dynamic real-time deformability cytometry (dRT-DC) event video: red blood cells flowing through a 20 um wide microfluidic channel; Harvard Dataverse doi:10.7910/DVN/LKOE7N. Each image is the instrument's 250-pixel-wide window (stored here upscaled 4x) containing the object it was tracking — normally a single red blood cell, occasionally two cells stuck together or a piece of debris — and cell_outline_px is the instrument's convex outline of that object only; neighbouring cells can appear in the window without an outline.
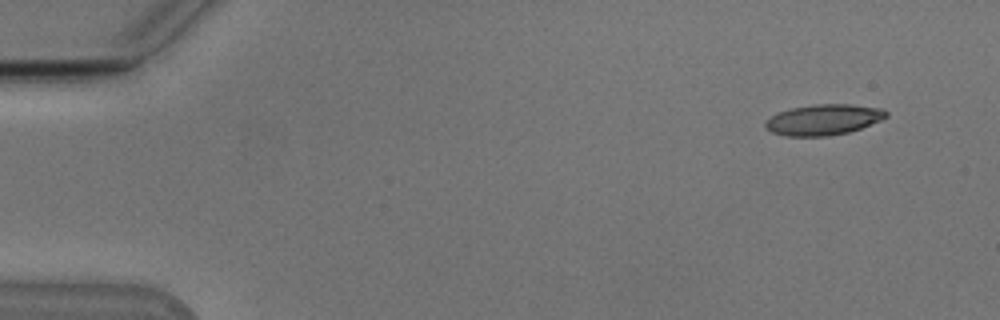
{"species": "Egyptian fruit bat (a non-hibernating species)", "species_latin": "Rousettus aegyptiacus", "temperature_condition": "cold", "stored_images_in_passage": 50, "camera_frame_rate_fps": 3000, "um_per_image_px": 0.085, "animal": {"sex": "male"}, "frame": {"image": 1, "passage_image": 1, "time_ms": 0.0, "image_size_px": [1000, 320], "cell_outline_px": [[888, 116], [880, 120], [860, 128], [848, 132], [828, 136], [788, 136], [772, 132], [764, 128], [764, 120], [780, 112], [792, 108], [816, 104], [852, 104], [884, 108], [888, 112]], "centroid_in_image_um": [70.0, 10.17], "position_along_channel_um": 15.0, "area_um2": 21.62}}
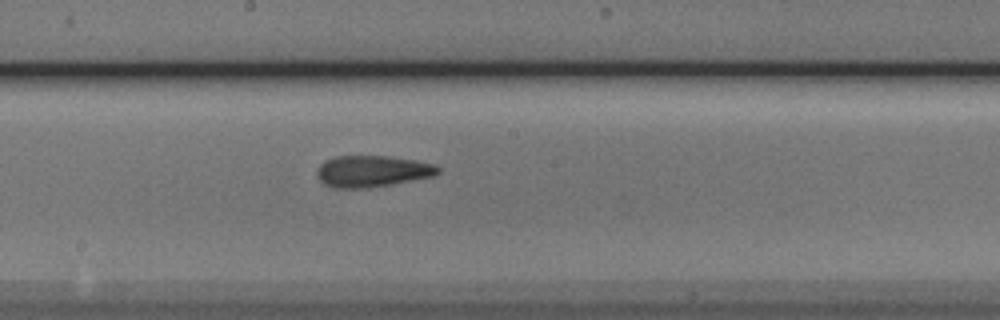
{"frame": {"image": 2, "passage_image": 26, "time_ms": 8.333, "image_size_px": [1000, 320], "cell_outline_px": [[440, 172], [432, 176], [368, 188], [332, 188], [324, 184], [316, 176], [316, 172], [320, 164], [324, 160], [336, 156], [388, 156], [416, 160], [436, 164], [440, 168]], "centroid_in_image_um": [31.61, 14.55], "position_along_channel_um": 216.6, "area_um2": 22.25}}
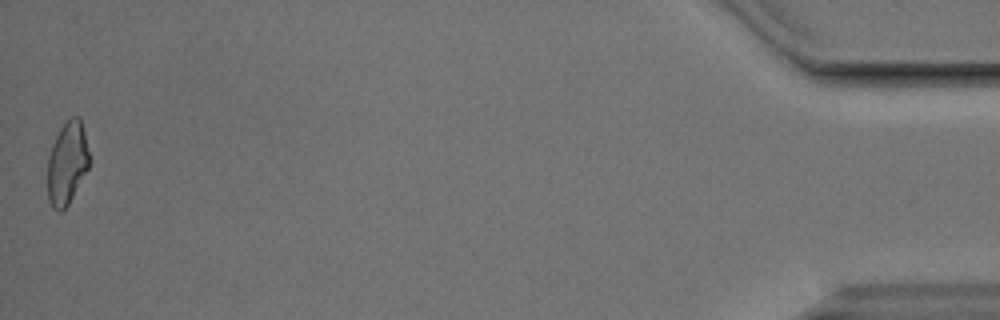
{"frame": {"image": 3, "passage_image": 50, "time_ms": 16.333, "image_size_px": [1000, 320], "cell_outline_px": [[88, 168], [68, 204], [60, 212], [52, 208], [48, 200], [48, 156], [52, 144], [60, 128], [72, 116], [80, 116], [84, 132], [88, 152]], "centroid_in_image_um": [5.68, 13.86], "position_along_channel_um": 429.5, "area_um2": 19.77}, "authors_computed_cell_mechanics": {"area_um2": 21.5594, "velocity_mm_per_s": 3.8343, "shape_relaxation_time_tau1_ms": null, "shape_relaxation_time_tau2_ms": 1.9857, "deformation_change_tau1": null, "deformation_change_tau2": 0.1053}}